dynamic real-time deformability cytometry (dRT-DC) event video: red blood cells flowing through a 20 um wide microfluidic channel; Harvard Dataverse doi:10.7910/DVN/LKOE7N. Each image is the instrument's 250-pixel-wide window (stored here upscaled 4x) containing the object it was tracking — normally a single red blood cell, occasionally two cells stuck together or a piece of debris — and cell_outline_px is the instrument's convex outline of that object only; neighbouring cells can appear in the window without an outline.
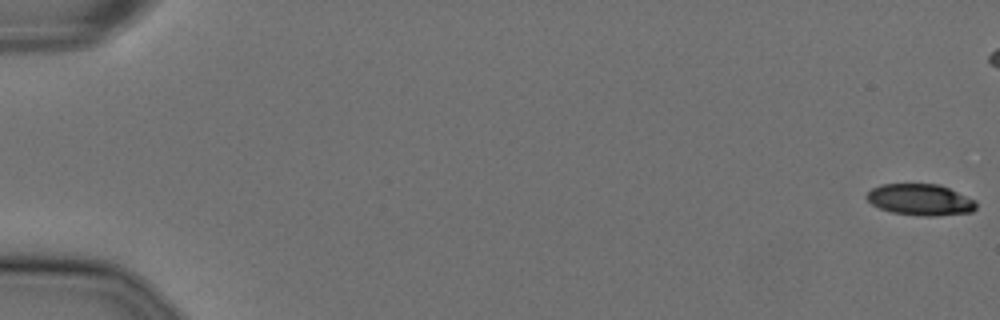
{"species": "Egyptian fruit bat (a non-hibernating species)", "species_latin": "Rousettus aegyptiacus", "temperature_condition": "cold", "stored_images_in_passage": 9, "camera_frame_rate_fps": 3000, "um_per_image_px": 0.085, "animal": {"sex": "female"}, "frame": {"image": 1, "passage_image": 1, "time_ms": 0.0, "image_size_px": [1000, 320], "cell_outline_px": [[976, 208], [972, 212], [936, 216], [924, 216], [892, 212], [880, 208], [872, 204], [864, 196], [872, 188], [880, 184], [940, 184], [976, 200]], "centroid_in_image_um": [78.23, 16.97], "position_along_channel_um": 6.8, "area_um2": 20.06}}